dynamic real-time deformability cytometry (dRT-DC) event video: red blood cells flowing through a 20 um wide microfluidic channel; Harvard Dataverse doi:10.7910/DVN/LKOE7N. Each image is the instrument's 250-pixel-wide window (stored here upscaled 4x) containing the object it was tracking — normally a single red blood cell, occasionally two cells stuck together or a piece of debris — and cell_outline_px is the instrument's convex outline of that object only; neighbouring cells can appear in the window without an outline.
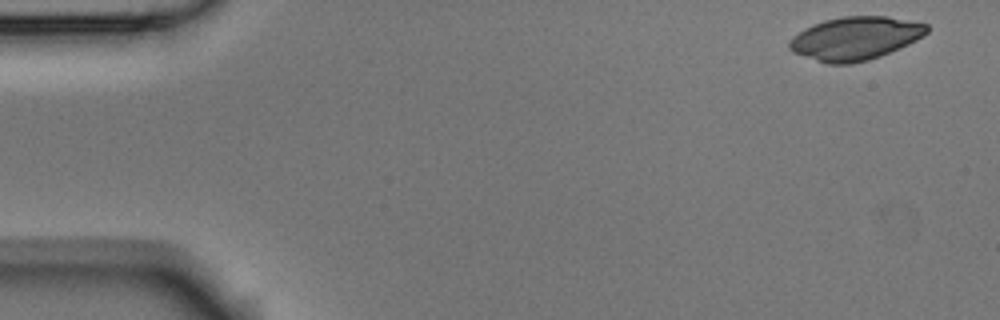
{"species": "Egyptian fruit bat (a non-hibernating species)", "species_latin": "Rousettus aegyptiacus", "temperature_condition": "room temperature", "stored_images_in_passage": 5, "camera_frame_rate_fps": 3000, "um_per_image_px": 0.085, "animal": {"sex": "male"}, "frame": {"image": 1, "passage_image": 1, "time_ms": 0.0, "image_size_px": [1000, 320], "cell_outline_px": [[928, 32], [924, 36], [908, 44], [880, 56], [868, 60], [848, 64], [828, 64], [792, 52], [788, 48], [788, 44], [804, 28], [812, 24], [824, 20], [840, 16], [888, 16], [928, 24]], "centroid_in_image_um": [72.71, 3.25], "position_along_channel_um": 12.3, "area_um2": 34.51}}